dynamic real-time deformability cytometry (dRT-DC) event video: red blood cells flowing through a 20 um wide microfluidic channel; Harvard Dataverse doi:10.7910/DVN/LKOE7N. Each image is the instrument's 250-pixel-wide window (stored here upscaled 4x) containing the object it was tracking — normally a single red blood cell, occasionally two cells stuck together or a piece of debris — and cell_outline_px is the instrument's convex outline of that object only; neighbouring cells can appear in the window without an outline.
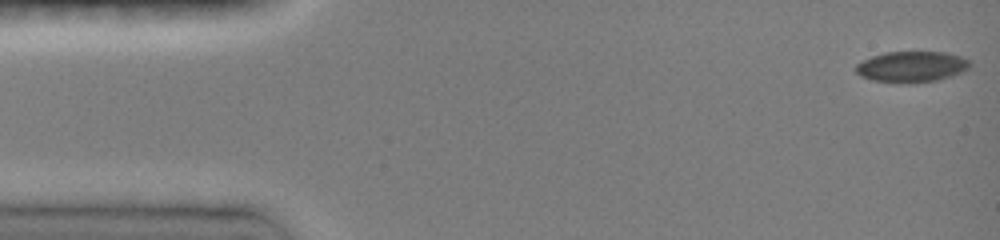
{"species": "common noctule bat (a hibernating species)", "species_latin": "Nyctalus noctula", "temperature_condition": "room temperature", "stored_images_in_passage": 44, "camera_frame_rate_fps": 3000, "um_per_image_px": 0.085, "animal": {"sex": "female", "body_mass_g": 19.0, "forearm_length_mm": 51.5}, "frame": {"image": 1, "passage_image": 1, "time_ms": 0.0, "image_size_px": [1000, 240], "cell_outline_px": [[972, 64], [968, 68], [952, 76], [936, 80], [872, 80], [860, 76], [852, 68], [856, 64], [872, 56], [884, 52], [944, 52], [960, 56], [968, 60]], "centroid_in_image_um": [77.47, 5.62], "position_along_channel_um": 7.5, "area_um2": 19.71}}
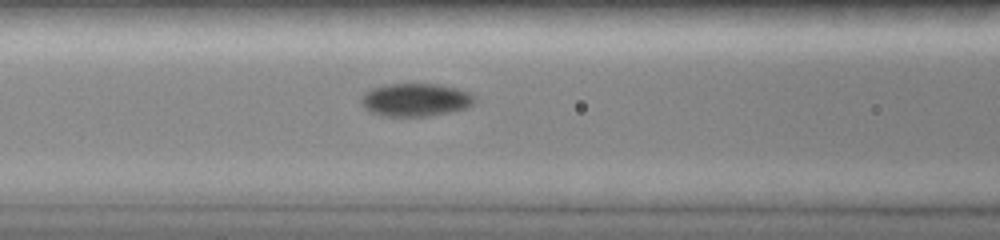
{"frame": {"image": 2, "passage_image": 17, "time_ms": 6.0, "image_size_px": [1000, 240], "cell_outline_px": [[476, 100], [468, 108], [452, 112], [428, 116], [380, 116], [368, 112], [360, 104], [360, 96], [364, 92], [372, 88], [388, 84], [444, 84], [468, 92], [476, 96]], "centroid_in_image_um": [35.3, 8.49], "position_along_channel_um": 131.3, "area_um2": 22.31}}
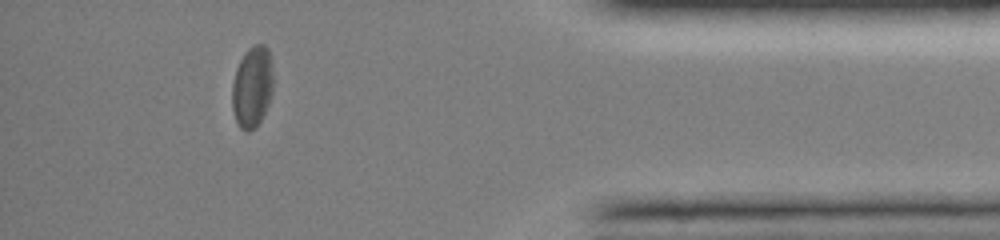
{"frame": {"image": 3, "passage_image": 39, "time_ms": 13.667, "image_size_px": [1000, 240], "cell_outline_px": [[272, 92], [268, 104], [260, 120], [248, 132], [244, 132], [240, 128], [236, 120], [232, 108], [232, 84], [236, 68], [244, 52], [252, 44], [264, 44], [268, 48], [272, 68]], "centroid_in_image_um": [21.42, 7.35], "position_along_channel_um": 413.8, "area_um2": 19.42}, "authors_computed_cell_mechanics": {"area_um2": 20.7791, "velocity_mm_per_s": 4.0443, "shape_relaxation_time_tau1_ms": null, "shape_relaxation_time_tau2_ms": 1.0017, "deformation_change_tau1": null, "deformation_change_tau2": 0.0321}}